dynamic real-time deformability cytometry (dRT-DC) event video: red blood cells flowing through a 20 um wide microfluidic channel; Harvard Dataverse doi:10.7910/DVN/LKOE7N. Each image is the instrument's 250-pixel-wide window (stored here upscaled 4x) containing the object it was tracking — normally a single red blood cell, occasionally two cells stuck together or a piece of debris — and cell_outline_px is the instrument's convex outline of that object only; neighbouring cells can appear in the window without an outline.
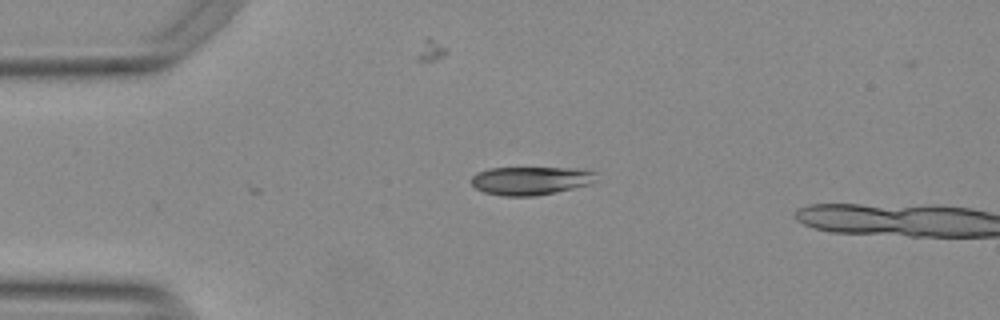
{"species": "Egyptian fruit bat (a non-hibernating species)", "species_latin": "Rousettus aegyptiacus", "temperature_condition": "warm", "stored_images_in_passage": 29, "camera_frame_rate_fps": 3000, "um_per_image_px": 0.085, "animal": {"sex": "female"}, "frame": {"image": 1, "passage_image": 1, "time_ms": 0.0, "image_size_px": [1000, 320], "cell_outline_px": [[596, 180], [592, 184], [532, 196], [500, 196], [484, 192], [476, 188], [472, 184], [472, 176], [476, 172], [488, 168], [572, 168], [596, 172]], "centroid_in_image_um": [45.08, 15.35], "position_along_channel_um": 39.9, "area_um2": 20.52}}
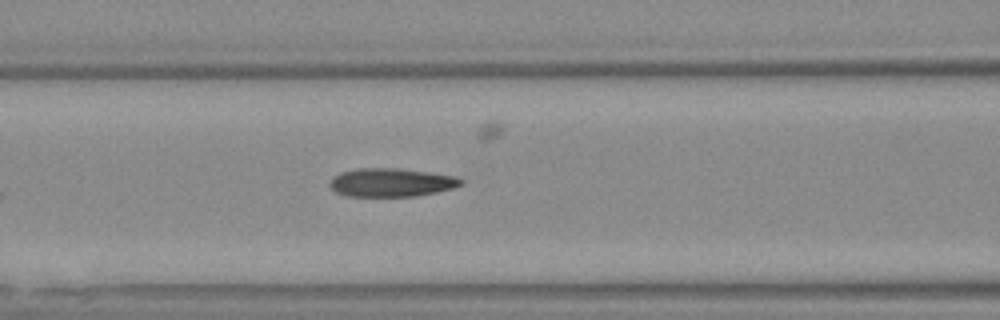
{"frame": {"image": 2, "passage_image": 10, "time_ms": 3.0, "image_size_px": [1000, 320], "cell_outline_px": [[464, 184], [452, 188], [436, 192], [416, 196], [348, 196], [336, 192], [328, 184], [332, 176], [340, 172], [356, 168], [396, 168], [428, 172], [456, 176], [464, 180]], "centroid_in_image_um": [33.24, 15.5], "position_along_channel_um": 133.4, "area_um2": 21.85}}
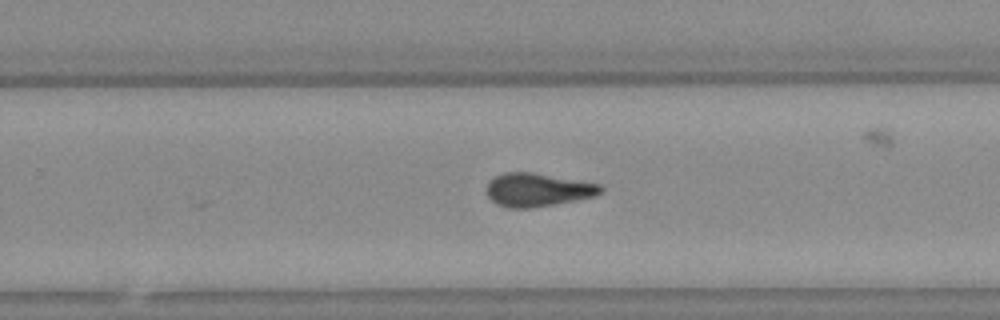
{"frame": {"image": 3, "passage_image": 22, "time_ms": 7.0, "image_size_px": [1000, 320], "cell_outline_px": [[604, 192], [596, 196], [556, 204], [532, 208], [508, 208], [496, 204], [488, 196], [488, 184], [496, 176], [504, 172], [532, 172], [600, 184], [604, 188]], "centroid_in_image_um": [45.75, 16.14], "position_along_channel_um": 284.1, "area_um2": 22.14}, "authors_computed_cell_mechanics": {"area_um2": 22.0218, "velocity_mm_per_s": 3.787, "shape_relaxation_time_tau1_ms": null, "shape_relaxation_time_tau2_ms": 3.8539, "deformation_change_tau1": null, "deformation_change_tau2": 0.1087}}